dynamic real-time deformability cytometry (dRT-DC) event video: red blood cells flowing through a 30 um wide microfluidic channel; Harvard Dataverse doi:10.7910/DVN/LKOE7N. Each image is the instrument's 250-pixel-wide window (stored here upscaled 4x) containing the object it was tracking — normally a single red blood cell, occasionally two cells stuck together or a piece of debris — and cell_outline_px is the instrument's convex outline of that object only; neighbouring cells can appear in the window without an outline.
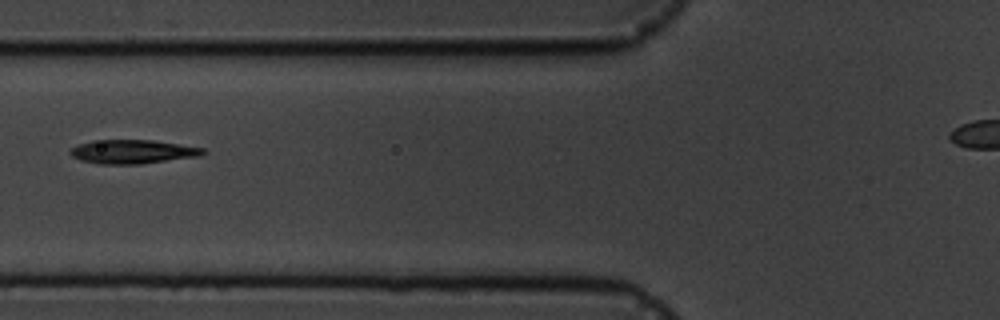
{"species": "common noctule bat (a hibernating species)", "species_latin": "Nyctalus noctula", "temperature_condition": "cold", "stored_images_in_passage": 6, "segment_of_instrument_passage": [1, 2], "camera_frame_rate_fps": 3000, "um_per_image_px": 0.085, "animal": {"sex": "male", "body_mass_g": 19.5, "forearm_length_mm": 54.6}, "frame": {"image": 1, "passage_image": 5, "time_ms": 5.333, "image_size_px": [1000, 320], "cell_outline_px": [[208, 152], [200, 156], [140, 164], [100, 164], [80, 160], [72, 156], [68, 152], [72, 148], [80, 144], [92, 140], [152, 140], [204, 148]], "centroid_in_image_um": [11.28, 12.9], "position_along_channel_um": 114.5, "area_um2": 18.44}}